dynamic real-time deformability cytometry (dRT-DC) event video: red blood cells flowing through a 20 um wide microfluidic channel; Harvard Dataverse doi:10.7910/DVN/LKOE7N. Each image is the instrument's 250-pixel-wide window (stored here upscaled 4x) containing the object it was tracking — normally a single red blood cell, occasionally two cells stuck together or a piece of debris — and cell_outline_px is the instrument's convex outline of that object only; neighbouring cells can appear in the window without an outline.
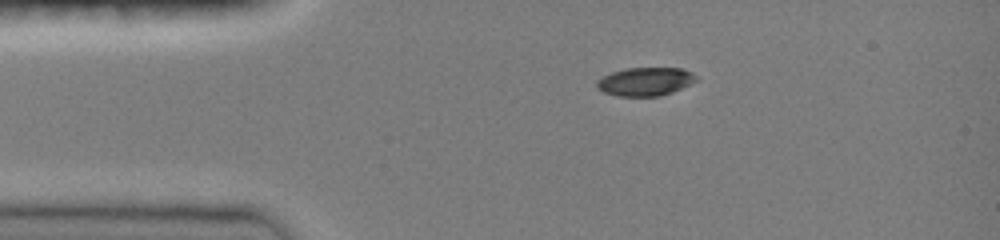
{"species": "common noctule bat (a hibernating species)", "species_latin": "Nyctalus noctula", "temperature_condition": "room temperature", "stored_images_in_passage": 9, "camera_frame_rate_fps": 3000, "um_per_image_px": 0.085, "animal": {"sex": "female", "body_mass_g": 19.0, "forearm_length_mm": 51.5}, "frame": {"image": 1, "passage_image": 1, "time_ms": 0.0, "image_size_px": [1000, 240], "cell_outline_px": [[700, 80], [672, 92], [660, 96], [616, 96], [604, 92], [596, 88], [596, 80], [612, 72], [628, 68], [684, 68], [692, 72]], "centroid_in_image_um": [54.87, 6.93], "position_along_channel_um": 30.1, "area_um2": 16.59}}
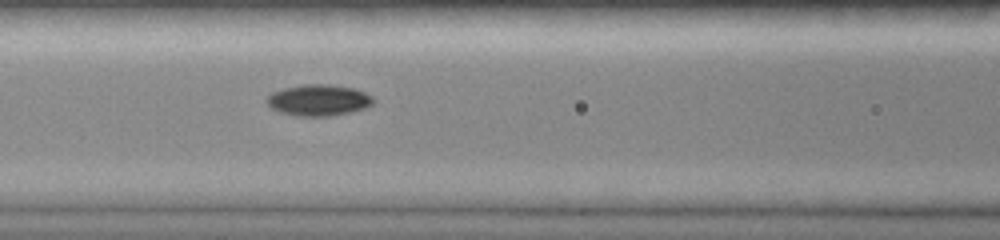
{"frame": {"image": 2, "passage_image": 7, "time_ms": 3.667, "image_size_px": [1000, 240], "cell_outline_px": [[376, 100], [372, 104], [364, 108], [352, 112], [332, 116], [296, 116], [280, 112], [272, 108], [264, 100], [272, 92], [284, 88], [304, 84], [324, 84], [352, 88], [364, 92], [372, 96]], "centroid_in_image_um": [27.07, 8.52], "position_along_channel_um": 139.5, "area_um2": 19.42}}
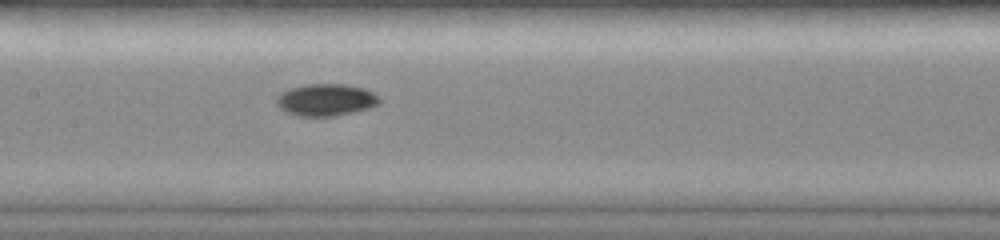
{"frame": {"image": 3, "passage_image": 9, "time_ms": 4.667, "image_size_px": [1000, 240], "cell_outline_px": [[380, 104], [368, 108], [352, 112], [332, 116], [296, 116], [280, 108], [276, 104], [276, 96], [280, 92], [304, 84], [344, 84], [364, 88], [380, 96]], "centroid_in_image_um": [27.69, 8.48], "position_along_channel_um": 179.7, "area_um2": 19.25}}